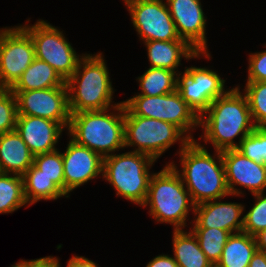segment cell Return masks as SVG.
Instances as JSON below:
<instances>
[{
  "label": "cell",
  "instance_id": "7c38bea8",
  "mask_svg": "<svg viewBox=\"0 0 266 267\" xmlns=\"http://www.w3.org/2000/svg\"><path fill=\"white\" fill-rule=\"evenodd\" d=\"M225 82L217 71L191 66L184 68V73L178 74L177 91L200 117L215 99L228 91L225 90Z\"/></svg>",
  "mask_w": 266,
  "mask_h": 267
},
{
  "label": "cell",
  "instance_id": "277c9868",
  "mask_svg": "<svg viewBox=\"0 0 266 267\" xmlns=\"http://www.w3.org/2000/svg\"><path fill=\"white\" fill-rule=\"evenodd\" d=\"M124 114L122 101L106 110L71 114L67 134L78 145L87 147L104 158L125 149Z\"/></svg>",
  "mask_w": 266,
  "mask_h": 267
},
{
  "label": "cell",
  "instance_id": "e0dca14e",
  "mask_svg": "<svg viewBox=\"0 0 266 267\" xmlns=\"http://www.w3.org/2000/svg\"><path fill=\"white\" fill-rule=\"evenodd\" d=\"M221 199L195 205L192 228H218L233 233L242 231L245 206L235 202H221Z\"/></svg>",
  "mask_w": 266,
  "mask_h": 267
},
{
  "label": "cell",
  "instance_id": "484cf974",
  "mask_svg": "<svg viewBox=\"0 0 266 267\" xmlns=\"http://www.w3.org/2000/svg\"><path fill=\"white\" fill-rule=\"evenodd\" d=\"M26 204L23 177L0 173V214L13 213Z\"/></svg>",
  "mask_w": 266,
  "mask_h": 267
},
{
  "label": "cell",
  "instance_id": "f1b7e54d",
  "mask_svg": "<svg viewBox=\"0 0 266 267\" xmlns=\"http://www.w3.org/2000/svg\"><path fill=\"white\" fill-rule=\"evenodd\" d=\"M33 164L41 170V174L50 178L65 193L62 152L57 149L35 155Z\"/></svg>",
  "mask_w": 266,
  "mask_h": 267
},
{
  "label": "cell",
  "instance_id": "7402d4cb",
  "mask_svg": "<svg viewBox=\"0 0 266 267\" xmlns=\"http://www.w3.org/2000/svg\"><path fill=\"white\" fill-rule=\"evenodd\" d=\"M172 256L179 267H214L201 250L194 233L173 229Z\"/></svg>",
  "mask_w": 266,
  "mask_h": 267
},
{
  "label": "cell",
  "instance_id": "d6986e66",
  "mask_svg": "<svg viewBox=\"0 0 266 267\" xmlns=\"http://www.w3.org/2000/svg\"><path fill=\"white\" fill-rule=\"evenodd\" d=\"M147 49V58L150 67L168 69L178 74V67L181 64V59L190 60L192 58L200 59L201 56L211 58L209 52H197L185 40L174 41H147L143 42ZM177 69V70H176Z\"/></svg>",
  "mask_w": 266,
  "mask_h": 267
},
{
  "label": "cell",
  "instance_id": "7a4b0ae2",
  "mask_svg": "<svg viewBox=\"0 0 266 267\" xmlns=\"http://www.w3.org/2000/svg\"><path fill=\"white\" fill-rule=\"evenodd\" d=\"M197 141L190 140L178 153L181 170L173 161L167 163L179 173L195 205L233 196L227 187L221 151L215 150V154L211 155L204 147L205 144L201 145Z\"/></svg>",
  "mask_w": 266,
  "mask_h": 267
},
{
  "label": "cell",
  "instance_id": "8fae6325",
  "mask_svg": "<svg viewBox=\"0 0 266 267\" xmlns=\"http://www.w3.org/2000/svg\"><path fill=\"white\" fill-rule=\"evenodd\" d=\"M164 0H128L125 6L140 40H182Z\"/></svg>",
  "mask_w": 266,
  "mask_h": 267
},
{
  "label": "cell",
  "instance_id": "e575fe53",
  "mask_svg": "<svg viewBox=\"0 0 266 267\" xmlns=\"http://www.w3.org/2000/svg\"><path fill=\"white\" fill-rule=\"evenodd\" d=\"M146 267H179L172 256L161 254L149 261Z\"/></svg>",
  "mask_w": 266,
  "mask_h": 267
},
{
  "label": "cell",
  "instance_id": "d4e9b609",
  "mask_svg": "<svg viewBox=\"0 0 266 267\" xmlns=\"http://www.w3.org/2000/svg\"><path fill=\"white\" fill-rule=\"evenodd\" d=\"M178 73L149 67L141 76L137 77L140 93L135 95L158 96L172 93L177 90Z\"/></svg>",
  "mask_w": 266,
  "mask_h": 267
},
{
  "label": "cell",
  "instance_id": "9a60e30c",
  "mask_svg": "<svg viewBox=\"0 0 266 267\" xmlns=\"http://www.w3.org/2000/svg\"><path fill=\"white\" fill-rule=\"evenodd\" d=\"M179 37L197 52H208L206 23L200 0H165Z\"/></svg>",
  "mask_w": 266,
  "mask_h": 267
},
{
  "label": "cell",
  "instance_id": "f546056e",
  "mask_svg": "<svg viewBox=\"0 0 266 267\" xmlns=\"http://www.w3.org/2000/svg\"><path fill=\"white\" fill-rule=\"evenodd\" d=\"M237 150L256 163L266 164V130L256 127L241 141Z\"/></svg>",
  "mask_w": 266,
  "mask_h": 267
},
{
  "label": "cell",
  "instance_id": "3957f363",
  "mask_svg": "<svg viewBox=\"0 0 266 267\" xmlns=\"http://www.w3.org/2000/svg\"><path fill=\"white\" fill-rule=\"evenodd\" d=\"M105 62L101 52L85 53L66 80L70 114L102 111L120 104L112 101L115 91Z\"/></svg>",
  "mask_w": 266,
  "mask_h": 267
},
{
  "label": "cell",
  "instance_id": "6da1fadb",
  "mask_svg": "<svg viewBox=\"0 0 266 267\" xmlns=\"http://www.w3.org/2000/svg\"><path fill=\"white\" fill-rule=\"evenodd\" d=\"M199 136L204 143L211 142L214 150L237 149L241 141L255 128L248 101L240 86L229 89L215 99L199 117ZM238 138V142L234 139Z\"/></svg>",
  "mask_w": 266,
  "mask_h": 267
},
{
  "label": "cell",
  "instance_id": "d590c367",
  "mask_svg": "<svg viewBox=\"0 0 266 267\" xmlns=\"http://www.w3.org/2000/svg\"><path fill=\"white\" fill-rule=\"evenodd\" d=\"M67 267H99L94 261L87 257L73 255L67 262Z\"/></svg>",
  "mask_w": 266,
  "mask_h": 267
},
{
  "label": "cell",
  "instance_id": "30bf717a",
  "mask_svg": "<svg viewBox=\"0 0 266 267\" xmlns=\"http://www.w3.org/2000/svg\"><path fill=\"white\" fill-rule=\"evenodd\" d=\"M35 58L31 36L20 25L0 29V89H10Z\"/></svg>",
  "mask_w": 266,
  "mask_h": 267
},
{
  "label": "cell",
  "instance_id": "f35d334b",
  "mask_svg": "<svg viewBox=\"0 0 266 267\" xmlns=\"http://www.w3.org/2000/svg\"><path fill=\"white\" fill-rule=\"evenodd\" d=\"M261 252H263V253H264V255H265V258H266V250H265V251H261Z\"/></svg>",
  "mask_w": 266,
  "mask_h": 267
},
{
  "label": "cell",
  "instance_id": "52a82bcc",
  "mask_svg": "<svg viewBox=\"0 0 266 267\" xmlns=\"http://www.w3.org/2000/svg\"><path fill=\"white\" fill-rule=\"evenodd\" d=\"M179 140V141H178ZM180 143L178 153L190 139L175 125L152 118L133 115L126 107L124 114V146L152 157L155 161L174 143Z\"/></svg>",
  "mask_w": 266,
  "mask_h": 267
},
{
  "label": "cell",
  "instance_id": "4dcf8cb0",
  "mask_svg": "<svg viewBox=\"0 0 266 267\" xmlns=\"http://www.w3.org/2000/svg\"><path fill=\"white\" fill-rule=\"evenodd\" d=\"M256 200L253 207L243 216L244 223L242 231L251 236L266 229V194H253Z\"/></svg>",
  "mask_w": 266,
  "mask_h": 267
},
{
  "label": "cell",
  "instance_id": "74e56055",
  "mask_svg": "<svg viewBox=\"0 0 266 267\" xmlns=\"http://www.w3.org/2000/svg\"><path fill=\"white\" fill-rule=\"evenodd\" d=\"M257 250L265 251L266 250V229L258 232L254 235Z\"/></svg>",
  "mask_w": 266,
  "mask_h": 267
},
{
  "label": "cell",
  "instance_id": "9c48e42d",
  "mask_svg": "<svg viewBox=\"0 0 266 267\" xmlns=\"http://www.w3.org/2000/svg\"><path fill=\"white\" fill-rule=\"evenodd\" d=\"M20 26L31 36L37 59L48 63L65 81L73 75L84 53H76L63 31L41 19Z\"/></svg>",
  "mask_w": 266,
  "mask_h": 267
},
{
  "label": "cell",
  "instance_id": "5bb4252c",
  "mask_svg": "<svg viewBox=\"0 0 266 267\" xmlns=\"http://www.w3.org/2000/svg\"><path fill=\"white\" fill-rule=\"evenodd\" d=\"M224 162L226 183L231 195L242 196V189L251 194L264 193L266 190V164L256 163L242 155L237 149L221 151ZM237 185V186H236Z\"/></svg>",
  "mask_w": 266,
  "mask_h": 267
},
{
  "label": "cell",
  "instance_id": "8d00e7d4",
  "mask_svg": "<svg viewBox=\"0 0 266 267\" xmlns=\"http://www.w3.org/2000/svg\"><path fill=\"white\" fill-rule=\"evenodd\" d=\"M249 267H266V258L264 253L257 250L249 263Z\"/></svg>",
  "mask_w": 266,
  "mask_h": 267
},
{
  "label": "cell",
  "instance_id": "5b68a950",
  "mask_svg": "<svg viewBox=\"0 0 266 267\" xmlns=\"http://www.w3.org/2000/svg\"><path fill=\"white\" fill-rule=\"evenodd\" d=\"M149 206V215L158 223L173 225L174 230L184 229L190 209L195 204L176 169L167 164L151 176L148 194L142 207Z\"/></svg>",
  "mask_w": 266,
  "mask_h": 267
},
{
  "label": "cell",
  "instance_id": "ac0fdd59",
  "mask_svg": "<svg viewBox=\"0 0 266 267\" xmlns=\"http://www.w3.org/2000/svg\"><path fill=\"white\" fill-rule=\"evenodd\" d=\"M35 156L57 150L65 129L55 121L30 115H17L15 129Z\"/></svg>",
  "mask_w": 266,
  "mask_h": 267
},
{
  "label": "cell",
  "instance_id": "ba28073f",
  "mask_svg": "<svg viewBox=\"0 0 266 267\" xmlns=\"http://www.w3.org/2000/svg\"><path fill=\"white\" fill-rule=\"evenodd\" d=\"M122 102L133 115L171 123L190 140H195L191 131L199 127V117L177 90L158 96L135 95Z\"/></svg>",
  "mask_w": 266,
  "mask_h": 267
},
{
  "label": "cell",
  "instance_id": "4fadbf2b",
  "mask_svg": "<svg viewBox=\"0 0 266 267\" xmlns=\"http://www.w3.org/2000/svg\"><path fill=\"white\" fill-rule=\"evenodd\" d=\"M12 92L16 97L18 115L41 117L68 129L71 114L67 87Z\"/></svg>",
  "mask_w": 266,
  "mask_h": 267
},
{
  "label": "cell",
  "instance_id": "44dd1931",
  "mask_svg": "<svg viewBox=\"0 0 266 267\" xmlns=\"http://www.w3.org/2000/svg\"><path fill=\"white\" fill-rule=\"evenodd\" d=\"M65 80L48 63L35 58L22 73L11 91L40 90L54 87H66Z\"/></svg>",
  "mask_w": 266,
  "mask_h": 267
},
{
  "label": "cell",
  "instance_id": "cb8c5ba5",
  "mask_svg": "<svg viewBox=\"0 0 266 267\" xmlns=\"http://www.w3.org/2000/svg\"><path fill=\"white\" fill-rule=\"evenodd\" d=\"M27 207L41 200H57L68 196L34 164L22 175Z\"/></svg>",
  "mask_w": 266,
  "mask_h": 267
},
{
  "label": "cell",
  "instance_id": "ffe728a7",
  "mask_svg": "<svg viewBox=\"0 0 266 267\" xmlns=\"http://www.w3.org/2000/svg\"><path fill=\"white\" fill-rule=\"evenodd\" d=\"M34 162V155L16 131L0 135V173L23 175Z\"/></svg>",
  "mask_w": 266,
  "mask_h": 267
},
{
  "label": "cell",
  "instance_id": "2e32d148",
  "mask_svg": "<svg viewBox=\"0 0 266 267\" xmlns=\"http://www.w3.org/2000/svg\"><path fill=\"white\" fill-rule=\"evenodd\" d=\"M65 194L102 175L103 158L93 150L69 140L62 153Z\"/></svg>",
  "mask_w": 266,
  "mask_h": 267
},
{
  "label": "cell",
  "instance_id": "4316f807",
  "mask_svg": "<svg viewBox=\"0 0 266 267\" xmlns=\"http://www.w3.org/2000/svg\"><path fill=\"white\" fill-rule=\"evenodd\" d=\"M190 230L196 236L207 259L215 266L231 233L218 228H190Z\"/></svg>",
  "mask_w": 266,
  "mask_h": 267
},
{
  "label": "cell",
  "instance_id": "83f0119b",
  "mask_svg": "<svg viewBox=\"0 0 266 267\" xmlns=\"http://www.w3.org/2000/svg\"><path fill=\"white\" fill-rule=\"evenodd\" d=\"M245 94L256 127L266 125V82H246Z\"/></svg>",
  "mask_w": 266,
  "mask_h": 267
},
{
  "label": "cell",
  "instance_id": "d6a6232c",
  "mask_svg": "<svg viewBox=\"0 0 266 267\" xmlns=\"http://www.w3.org/2000/svg\"><path fill=\"white\" fill-rule=\"evenodd\" d=\"M248 64L246 82H266V50L249 54Z\"/></svg>",
  "mask_w": 266,
  "mask_h": 267
},
{
  "label": "cell",
  "instance_id": "1f68e13d",
  "mask_svg": "<svg viewBox=\"0 0 266 267\" xmlns=\"http://www.w3.org/2000/svg\"><path fill=\"white\" fill-rule=\"evenodd\" d=\"M17 101L10 89H0V135L16 129Z\"/></svg>",
  "mask_w": 266,
  "mask_h": 267
},
{
  "label": "cell",
  "instance_id": "603a6c76",
  "mask_svg": "<svg viewBox=\"0 0 266 267\" xmlns=\"http://www.w3.org/2000/svg\"><path fill=\"white\" fill-rule=\"evenodd\" d=\"M256 251L254 236L243 231L233 233L229 236L221 258L214 267H249Z\"/></svg>",
  "mask_w": 266,
  "mask_h": 267
},
{
  "label": "cell",
  "instance_id": "836d02e7",
  "mask_svg": "<svg viewBox=\"0 0 266 267\" xmlns=\"http://www.w3.org/2000/svg\"><path fill=\"white\" fill-rule=\"evenodd\" d=\"M11 267H61L58 257L46 256L38 259L23 260L16 262Z\"/></svg>",
  "mask_w": 266,
  "mask_h": 267
},
{
  "label": "cell",
  "instance_id": "8992f818",
  "mask_svg": "<svg viewBox=\"0 0 266 267\" xmlns=\"http://www.w3.org/2000/svg\"><path fill=\"white\" fill-rule=\"evenodd\" d=\"M156 161L149 155L128 151L103 158L102 179L107 181L121 196L142 206L147 198L150 169Z\"/></svg>",
  "mask_w": 266,
  "mask_h": 267
}]
</instances>
